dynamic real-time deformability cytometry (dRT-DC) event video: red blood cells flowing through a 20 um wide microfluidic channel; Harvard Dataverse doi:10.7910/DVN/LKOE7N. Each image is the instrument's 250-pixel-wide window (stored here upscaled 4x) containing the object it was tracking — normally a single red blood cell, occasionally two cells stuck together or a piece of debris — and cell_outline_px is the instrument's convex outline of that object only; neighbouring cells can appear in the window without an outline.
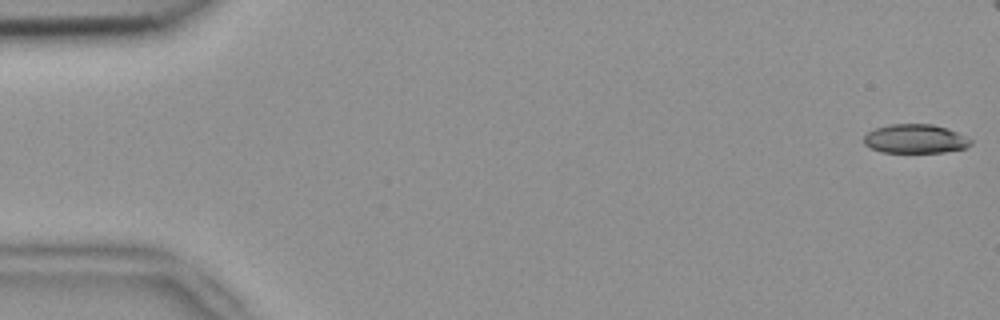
{"species": "common noctule bat (a hibernating species)", "species_latin": "Nyctalus noctula", "temperature_condition": "room temperature", "stored_images_in_passage": 6, "camera_frame_rate_fps": 3000, "um_per_image_px": 0.085, "animal": {"sex": "female", "body_mass_g": 18.4}, "frame": {"image": 1, "passage_image": 1, "time_ms": 0.0, "image_size_px": [1000, 320], "cell_outline_px": [[972, 144], [964, 148], [944, 152], [880, 152], [864, 144], [864, 136], [868, 132], [876, 128], [892, 124], [932, 124], [948, 128], [972, 140]], "centroid_in_image_um": [77.8, 11.8], "position_along_channel_um": 7.2, "area_um2": 17.92}}